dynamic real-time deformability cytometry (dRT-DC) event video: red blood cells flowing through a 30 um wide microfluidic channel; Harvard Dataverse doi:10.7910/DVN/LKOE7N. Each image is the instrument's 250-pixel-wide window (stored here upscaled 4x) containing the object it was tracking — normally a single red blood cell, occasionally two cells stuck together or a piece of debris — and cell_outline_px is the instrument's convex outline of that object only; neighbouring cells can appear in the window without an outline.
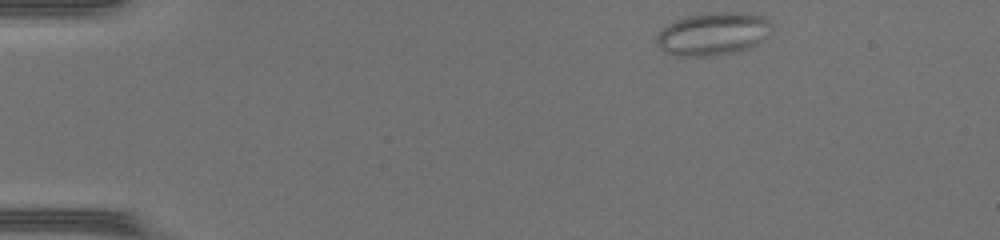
{"species": "common noctule bat (a hibernating species)", "species_latin": "Nyctalus noctula", "temperature_condition": "warm", "stored_images_in_passage": 42, "camera_frame_rate_fps": 3000, "um_per_image_px": 0.085, "animal": {"sex": "female", "body_mass_g": 17.0, "forearm_length_mm": 48.0}, "frame": {"image": 1, "passage_image": 1, "time_ms": 0.0, "image_size_px": [1000, 240], "cell_outline_px": [[772, 32], [752, 48], [736, 52], [716, 56], [676, 56], [664, 52], [656, 44], [656, 36], [668, 24], [676, 20], [688, 16], [708, 12], [748, 12], [764, 16], [772, 24]], "centroid_in_image_um": [60.65, 2.88], "position_along_channel_um": 24.4, "area_um2": 29.3}}
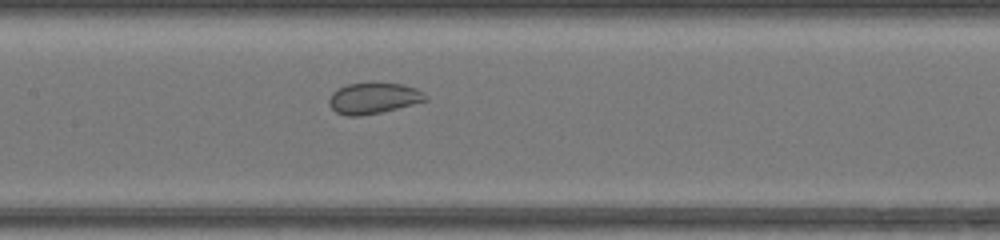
{"frame": {"image": 2, "passage_image": 18, "time_ms": 5.667, "image_size_px": [1000, 240], "cell_outline_px": [[428, 100], [380, 112], [360, 116], [348, 116], [336, 112], [328, 104], [328, 100], [332, 92], [348, 84], [404, 84], [416, 88], [424, 92], [428, 96]], "centroid_in_image_um": [31.75, 8.36], "position_along_channel_um": 175.6, "area_um2": 17.11}}
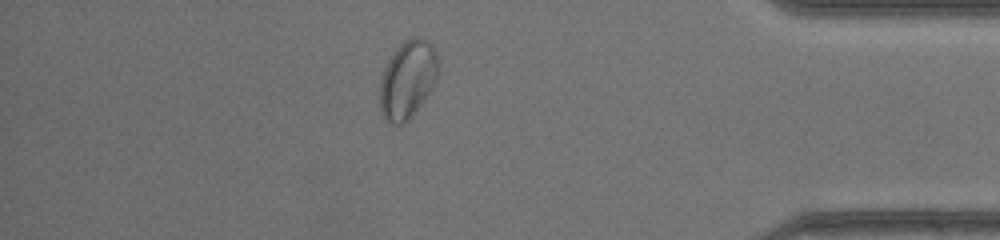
{"frame": {"image": 3, "passage_image": 36, "time_ms": 11.667, "image_size_px": [1000, 240], "cell_outline_px": [[436, 80], [432, 88], [424, 100], [412, 116], [404, 124], [396, 124], [388, 120], [380, 112], [380, 80], [384, 68], [396, 48], [404, 40], [412, 36], [416, 36], [432, 44], [436, 48]], "centroid_in_image_um": [34.63, 6.74], "position_along_channel_um": 400.6, "area_um2": 26.18}}